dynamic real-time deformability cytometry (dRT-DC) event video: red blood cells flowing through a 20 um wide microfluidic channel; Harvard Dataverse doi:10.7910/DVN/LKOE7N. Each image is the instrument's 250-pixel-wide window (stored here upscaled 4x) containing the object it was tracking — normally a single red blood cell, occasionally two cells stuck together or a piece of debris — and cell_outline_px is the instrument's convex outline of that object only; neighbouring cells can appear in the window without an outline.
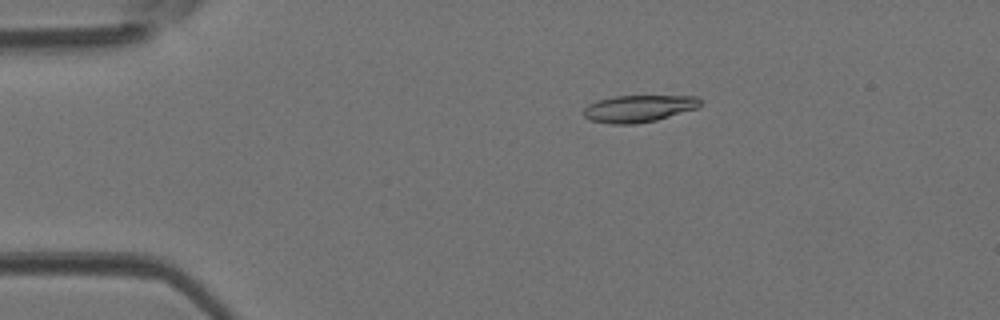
{"species": "Egyptian fruit bat (a non-hibernating species)", "species_latin": "Rousettus aegyptiacus", "temperature_condition": "room temperature", "stored_images_in_passage": 45, "camera_frame_rate_fps": 3000, "um_per_image_px": 0.085, "animal": {"sex": "female"}, "frame": {"image": 1, "passage_image": 9, "time_ms": 2.667, "image_size_px": [1000, 320], "cell_outline_px": [[700, 104], [696, 108], [656, 120], [636, 124], [612, 124], [588, 120], [584, 116], [584, 108], [588, 104], [596, 100], [616, 96], [696, 96], [700, 100]], "centroid_in_image_um": [54.23, 9.23], "position_along_channel_um": 30.8, "area_um2": 18.26}}
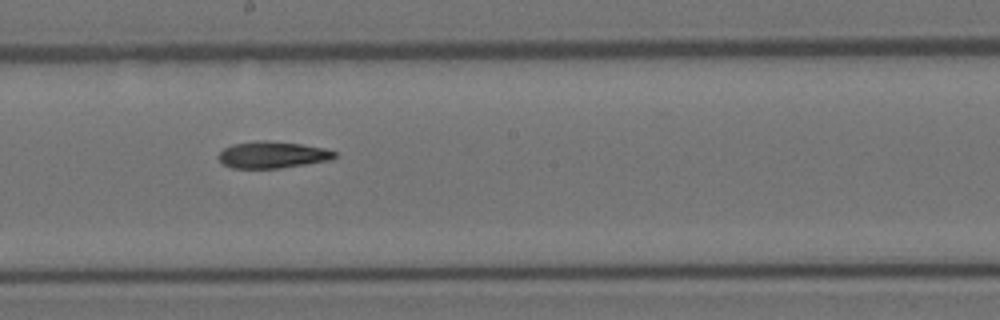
{"frame": {"image": 2, "passage_image": 25, "time_ms": 8.0, "image_size_px": [1000, 320], "cell_outline_px": [[336, 156], [332, 160], [280, 168], [232, 168], [224, 164], [216, 156], [224, 148], [232, 144], [256, 140], [264, 140], [300, 144], [324, 148], [336, 152]], "centroid_in_image_um": [23.15, 13.15], "position_along_channel_um": 225.1, "area_um2": 18.09}}
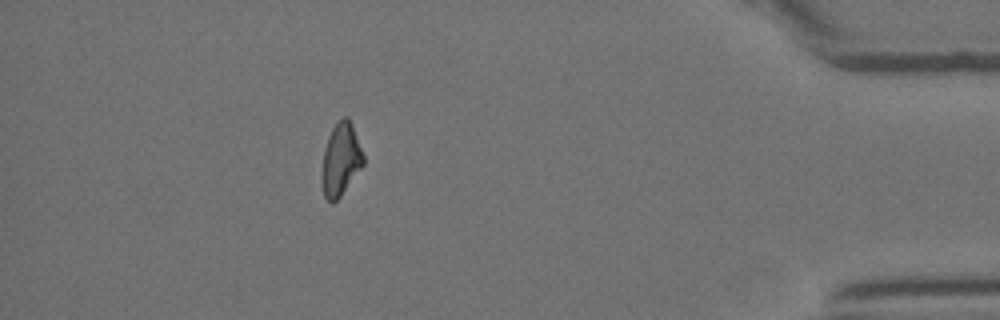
{"frame": {"image": 3, "passage_image": 40, "time_ms": 13.0, "image_size_px": [1000, 320], "cell_outline_px": [[364, 164], [340, 196], [332, 204], [324, 196], [320, 176], [320, 172], [324, 152], [328, 136], [332, 128], [344, 116], [348, 116], [352, 124], [364, 156]], "centroid_in_image_um": [28.94, 13.57], "position_along_channel_um": 406.3, "area_um2": 17.51}}